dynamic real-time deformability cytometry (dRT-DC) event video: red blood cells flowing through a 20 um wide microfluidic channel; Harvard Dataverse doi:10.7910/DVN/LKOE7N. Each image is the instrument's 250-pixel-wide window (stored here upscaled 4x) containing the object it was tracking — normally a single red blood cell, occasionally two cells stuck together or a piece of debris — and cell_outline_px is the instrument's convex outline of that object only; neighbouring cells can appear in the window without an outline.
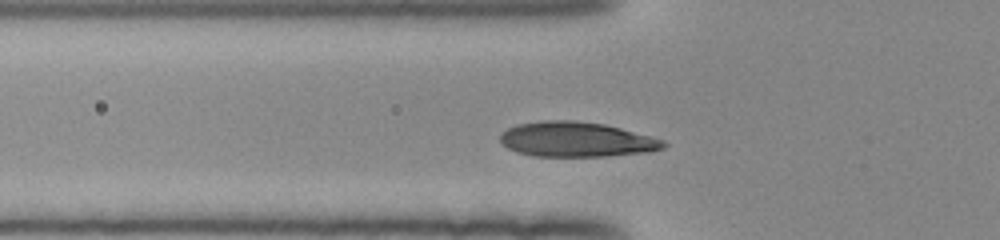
{"species": "human", "species_latin": "Homo sapiens", "temperature_condition": "room temperature", "stored_images_in_passage": 34, "camera_frame_rate_fps": 3000, "um_per_image_px": 0.085, "donor": {"sex": "female"}, "frame": {"image": 1, "passage_image": 9, "time_ms": 2.667, "image_size_px": [1000, 240], "cell_outline_px": [[668, 144], [664, 148], [648, 152], [608, 156], [532, 156], [516, 152], [508, 148], [500, 140], [500, 136], [508, 128], [516, 124], [544, 120], [572, 120], [604, 124], [652, 136], [664, 140]], "centroid_in_image_um": [49.01, 11.85], "position_along_channel_um": 76.8, "area_um2": 33.29}}
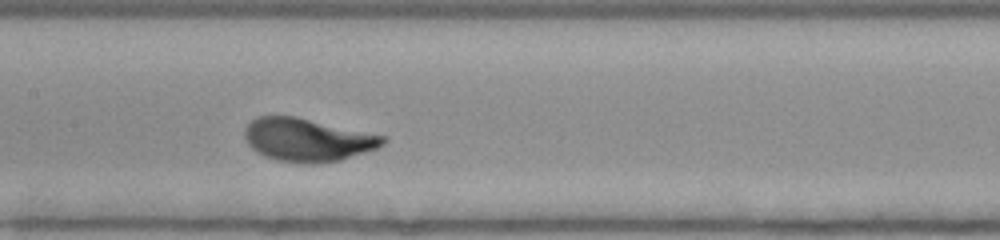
{"frame": {"image": 2, "passage_image": 17, "time_ms": 5.333, "image_size_px": [1000, 240], "cell_outline_px": [[388, 140], [384, 144], [376, 148], [340, 160], [312, 164], [300, 164], [276, 160], [264, 156], [256, 152], [248, 144], [244, 136], [244, 128], [256, 116], [296, 116], [388, 136]], "centroid_in_image_um": [26.13, 11.88], "position_along_channel_um": 181.3, "area_um2": 35.03}}
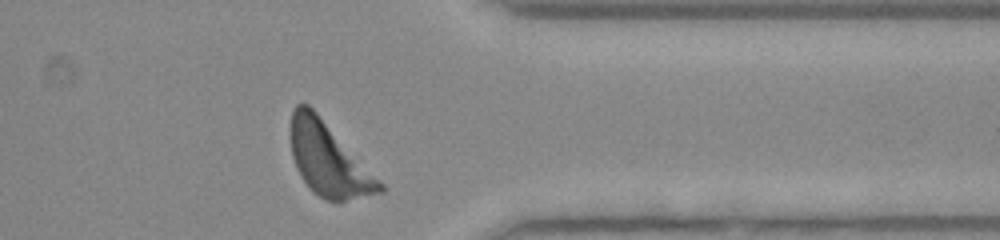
{"frame": {"image": 3, "passage_image": 33, "time_ms": 10.667, "image_size_px": [1000, 240], "cell_outline_px": [[384, 192], [344, 200], [324, 200], [312, 192], [300, 176], [296, 168], [292, 156], [288, 132], [288, 128], [292, 112], [296, 104], [308, 104], [316, 112], [384, 184]], "centroid_in_image_um": [27.86, 13.54], "position_along_channel_um": 383.5, "area_um2": 37.74}, "authors_computed_cell_mechanics": {"area_um2": 34.1598, "velocity_mm_per_s": 3.9266, "shape_relaxation_time_tau1_ms": 3.9318, "shape_relaxation_time_tau2_ms": null, "deformation_change_tau1": 0.2008, "deformation_change_tau2": null}}